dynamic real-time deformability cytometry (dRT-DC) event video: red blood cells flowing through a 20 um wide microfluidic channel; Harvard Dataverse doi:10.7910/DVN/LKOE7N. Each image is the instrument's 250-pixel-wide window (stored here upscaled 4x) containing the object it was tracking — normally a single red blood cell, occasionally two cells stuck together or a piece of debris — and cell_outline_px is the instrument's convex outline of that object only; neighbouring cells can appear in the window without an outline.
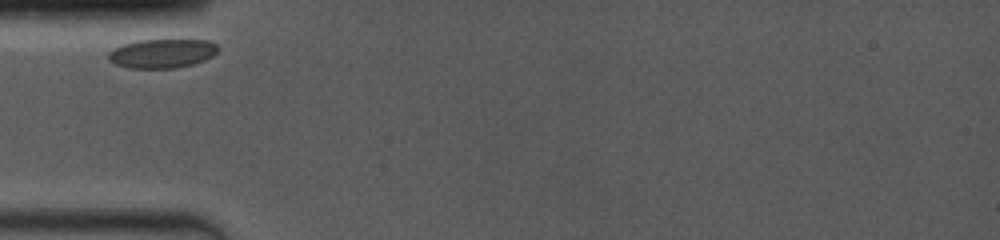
{"species": "common noctule bat (a hibernating species)", "species_latin": "Nyctalus noctula", "temperature_condition": "room temperature", "stored_images_in_passage": 2, "camera_frame_rate_fps": 4000, "um_per_image_px": 0.085, "animal": {"sex": "female", "body_mass_g": 19.0, "forearm_length_mm": 53.3}, "frame": {"image": 1, "passage_image": 1, "time_ms": 0.0, "image_size_px": [1000, 240], "cell_outline_px": [[220, 48], [212, 56], [204, 60], [192, 64], [176, 68], [128, 68], [116, 64], [108, 60], [108, 52], [112, 48], [136, 40], [208, 40], [216, 44]], "centroid_in_image_um": [13.76, 4.54], "position_along_channel_um": 71.2, "area_um2": 18.61}}